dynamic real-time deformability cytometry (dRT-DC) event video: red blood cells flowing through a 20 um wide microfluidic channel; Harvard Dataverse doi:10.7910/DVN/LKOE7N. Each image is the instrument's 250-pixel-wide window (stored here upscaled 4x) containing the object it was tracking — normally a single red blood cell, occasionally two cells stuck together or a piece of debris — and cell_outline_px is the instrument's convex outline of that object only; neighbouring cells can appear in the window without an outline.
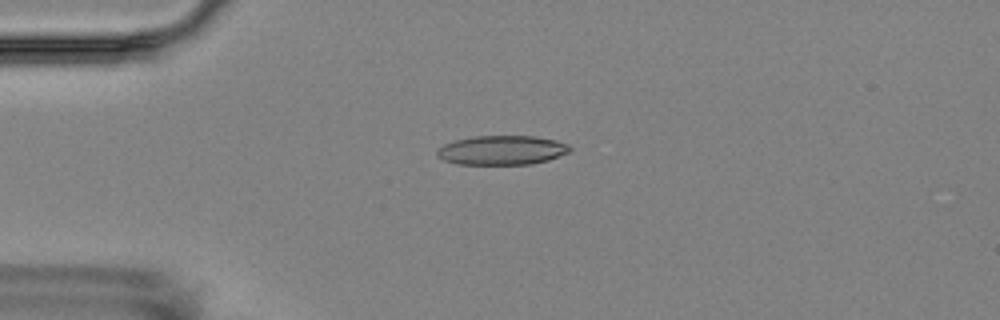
{"species": "Egyptian fruit bat (a non-hibernating species)", "species_latin": "Rousettus aegyptiacus", "temperature_condition": "room temperature", "stored_images_in_passage": 13, "camera_frame_rate_fps": 3000, "um_per_image_px": 0.085, "animal": {"sex": "female"}, "frame": {"image": 1, "passage_image": 1, "time_ms": 0.0, "image_size_px": [1000, 320], "cell_outline_px": [[572, 148], [568, 152], [548, 160], [532, 164], [456, 164], [444, 160], [436, 156], [436, 152], [444, 144], [456, 140], [476, 136], [536, 136], [556, 140], [568, 144]], "centroid_in_image_um": [42.67, 12.76], "position_along_channel_um": 42.3, "area_um2": 22.6}}
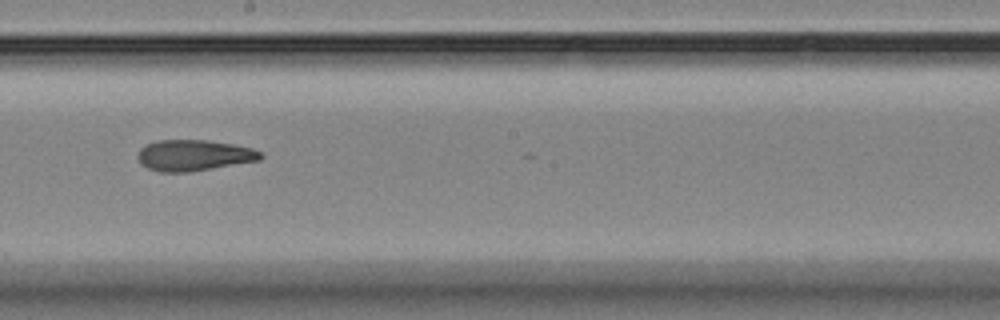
{"frame": {"image": 2, "passage_image": 6, "time_ms": 6.0, "image_size_px": [1000, 320], "cell_outline_px": [[264, 156], [260, 160], [188, 172], [160, 172], [148, 168], [140, 164], [140, 148], [156, 140], [208, 140], [232, 144], [252, 148], [260, 152]], "centroid_in_image_um": [16.5, 13.2], "position_along_channel_um": 231.7, "area_um2": 21.96}}
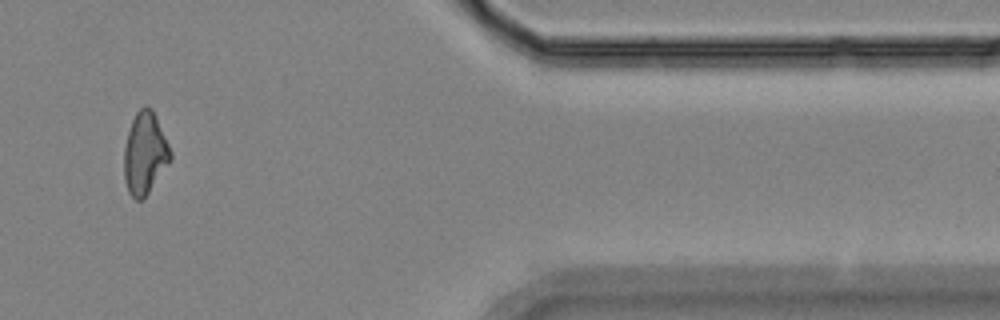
{"frame": {"image": 3, "passage_image": 11, "time_ms": 11.667, "image_size_px": [1000, 320], "cell_outline_px": [[172, 160], [148, 192], [140, 200], [136, 200], [128, 192], [124, 180], [124, 148], [128, 132], [132, 120], [136, 112], [140, 108], [152, 108], [172, 152]], "centroid_in_image_um": [12.31, 13.05], "position_along_channel_um": 399.1, "area_um2": 21.96}, "authors_computed_cell_mechanics": {"area_um2": 22.1952, "velocity_mm_per_s": 3.5294, "shape_relaxation_time_tau1_ms": null, "shape_relaxation_time_tau2_ms": 3.3147, "deformation_change_tau1": null, "deformation_change_tau2": 0.0889}}